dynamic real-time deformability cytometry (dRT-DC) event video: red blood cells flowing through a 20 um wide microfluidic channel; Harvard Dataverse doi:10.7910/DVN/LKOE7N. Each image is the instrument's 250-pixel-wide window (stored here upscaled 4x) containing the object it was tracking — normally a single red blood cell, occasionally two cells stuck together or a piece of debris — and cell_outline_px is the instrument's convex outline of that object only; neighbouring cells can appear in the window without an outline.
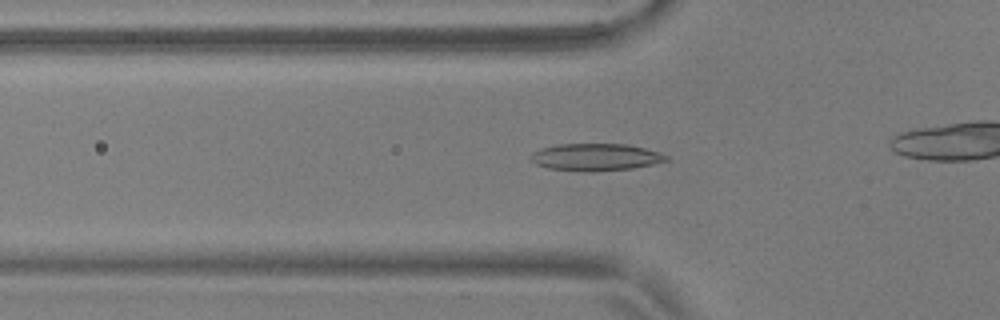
{"species": "common noctule bat (a hibernating species)", "species_latin": "Nyctalus noctula", "temperature_condition": "warm", "stored_images_in_passage": 44, "camera_frame_rate_fps": 3000, "um_per_image_px": 0.085, "animal": {"sex": "male", "body_mass_g": 17.9, "forearm_length_mm": 54.2}, "frame": {"image": 1, "passage_image": 18, "time_ms": 5.667, "image_size_px": [1000, 320], "cell_outline_px": [[668, 160], [652, 164], [632, 168], [596, 172], [588, 172], [548, 168], [536, 164], [528, 156], [532, 152], [540, 148], [560, 144], [628, 144], [660, 152], [668, 156]], "centroid_in_image_um": [50.61, 13.35], "position_along_channel_um": 75.2, "area_um2": 21.56}}
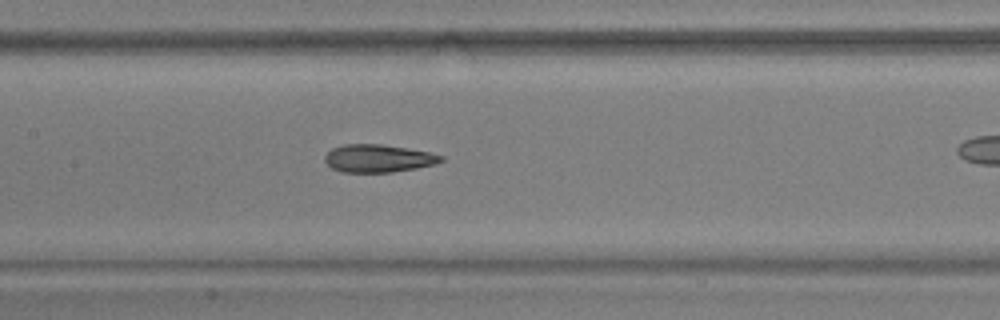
{"frame": {"image": 2, "passage_image": 26, "time_ms": 8.333, "image_size_px": [1000, 320], "cell_outline_px": [[444, 160], [432, 164], [416, 168], [392, 172], [340, 172], [332, 168], [324, 160], [324, 156], [332, 148], [344, 144], [384, 144], [428, 152], [444, 156]], "centroid_in_image_um": [32.12, 13.46], "position_along_channel_um": 175.3, "area_um2": 18.73}}
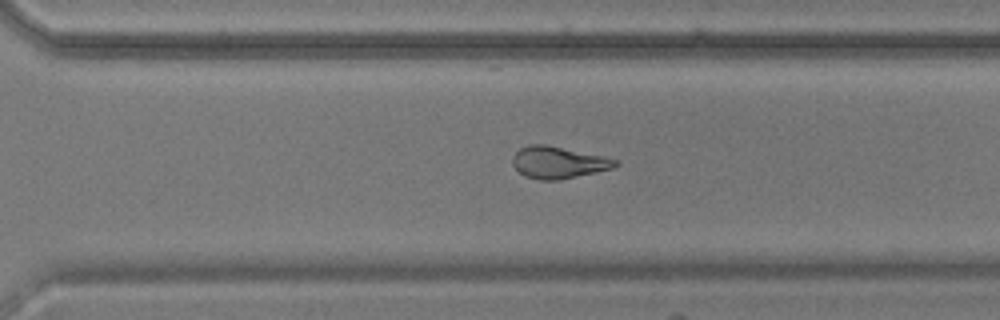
{"frame": {"image": 3, "passage_image": 38, "time_ms": 12.333, "image_size_px": [1000, 320], "cell_outline_px": [[620, 164], [612, 168], [596, 172], [556, 180], [540, 180], [524, 176], [512, 164], [512, 156], [520, 148], [528, 144], [544, 144], [604, 156], [616, 160]], "centroid_in_image_um": [47.43, 13.8], "position_along_channel_um": 323.2, "area_um2": 18.96}}